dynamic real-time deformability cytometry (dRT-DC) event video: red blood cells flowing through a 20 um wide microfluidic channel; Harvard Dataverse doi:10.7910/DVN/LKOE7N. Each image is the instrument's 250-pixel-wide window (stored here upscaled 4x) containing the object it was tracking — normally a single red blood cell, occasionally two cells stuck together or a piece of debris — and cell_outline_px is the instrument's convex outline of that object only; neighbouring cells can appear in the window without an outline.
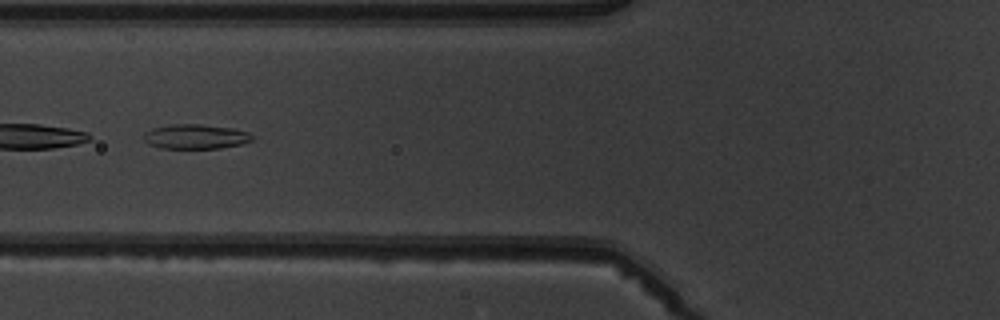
{"species": "common noctule bat (a hibernating species)", "species_latin": "Nyctalus noctula", "temperature_condition": "warm", "stored_images_in_passage": 6, "camera_frame_rate_fps": 3000, "um_per_image_px": 0.085, "animal": {"sex": "male", "body_mass_g": 19.5, "forearm_length_mm": 54.6}, "frame": {"image": 1, "passage_image": 6, "time_ms": 6.667, "image_size_px": [1000, 320], "cell_outline_px": [[252, 140], [240, 144], [220, 148], [160, 148], [148, 144], [144, 140], [144, 132], [152, 128], [172, 124], [200, 124], [232, 128], [248, 132], [252, 136]], "centroid_in_image_um": [16.58, 11.6], "position_along_channel_um": 109.2, "area_um2": 15.49}}